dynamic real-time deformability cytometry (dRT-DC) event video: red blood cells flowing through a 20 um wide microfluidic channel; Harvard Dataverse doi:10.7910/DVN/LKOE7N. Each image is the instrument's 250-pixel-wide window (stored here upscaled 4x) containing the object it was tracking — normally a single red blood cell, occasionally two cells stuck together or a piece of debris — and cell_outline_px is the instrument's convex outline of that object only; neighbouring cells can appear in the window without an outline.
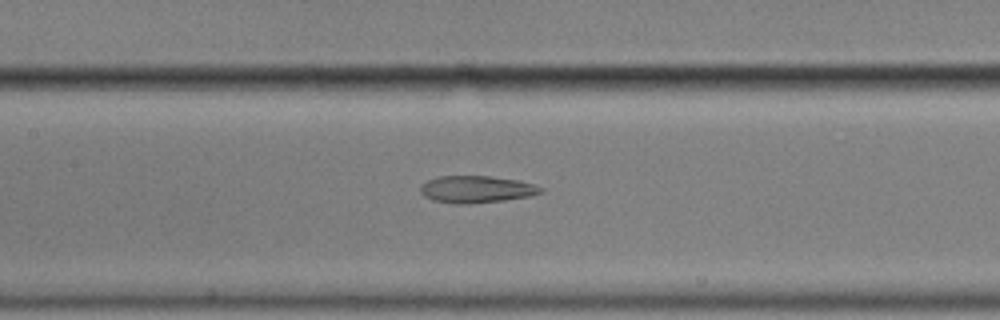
{"species": "common noctule bat (a hibernating species)", "species_latin": "Nyctalus noctula", "temperature_condition": "cold", "stored_images_in_passage": 34, "camera_frame_rate_fps": 3000, "um_per_image_px": 0.085, "animal": {"sex": "male", "body_mass_g": 17.9}, "frame": {"image": 1, "passage_image": 9, "time_ms": 2.667, "image_size_px": [1000, 320], "cell_outline_px": [[544, 192], [528, 196], [504, 200], [468, 204], [452, 204], [432, 200], [424, 196], [420, 192], [420, 184], [428, 180], [440, 176], [488, 176], [516, 180], [532, 184], [544, 188]], "centroid_in_image_um": [40.45, 16.1], "position_along_channel_um": 166.9, "area_um2": 18.96}}
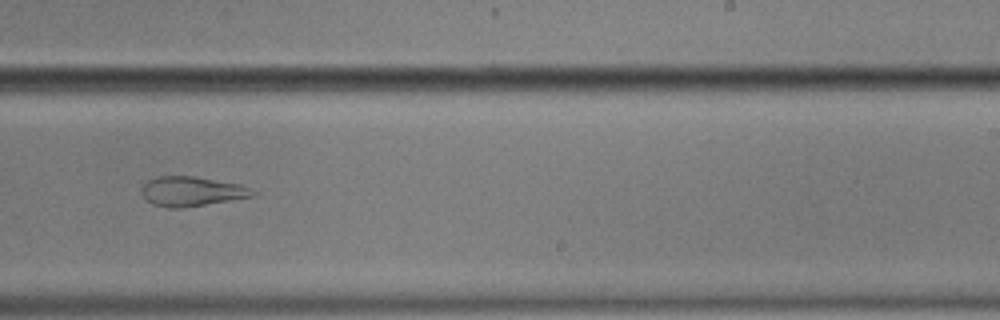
{"frame": {"image": 2, "passage_image": 18, "time_ms": 5.667, "image_size_px": [1000, 320], "cell_outline_px": [[256, 196], [180, 208], [168, 208], [152, 204], [140, 192], [140, 188], [148, 180], [156, 176], [192, 176], [240, 184], [256, 192]], "centroid_in_image_um": [16.26, 16.26], "position_along_channel_um": 272.7, "area_um2": 19.07}}
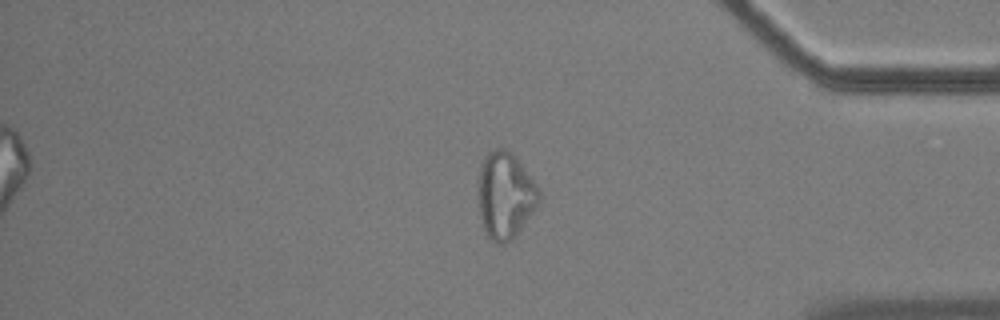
{"frame": {"image": 3, "passage_image": 30, "time_ms": 9.667, "image_size_px": [1000, 320], "cell_outline_px": [[540, 200], [536, 208], [512, 240], [504, 244], [496, 244], [488, 236], [484, 228], [480, 216], [476, 188], [480, 164], [484, 156], [488, 152], [496, 148], [504, 148], [516, 156], [536, 184], [540, 192]], "centroid_in_image_um": [42.91, 16.59], "position_along_channel_um": 392.3, "area_um2": 31.1}}